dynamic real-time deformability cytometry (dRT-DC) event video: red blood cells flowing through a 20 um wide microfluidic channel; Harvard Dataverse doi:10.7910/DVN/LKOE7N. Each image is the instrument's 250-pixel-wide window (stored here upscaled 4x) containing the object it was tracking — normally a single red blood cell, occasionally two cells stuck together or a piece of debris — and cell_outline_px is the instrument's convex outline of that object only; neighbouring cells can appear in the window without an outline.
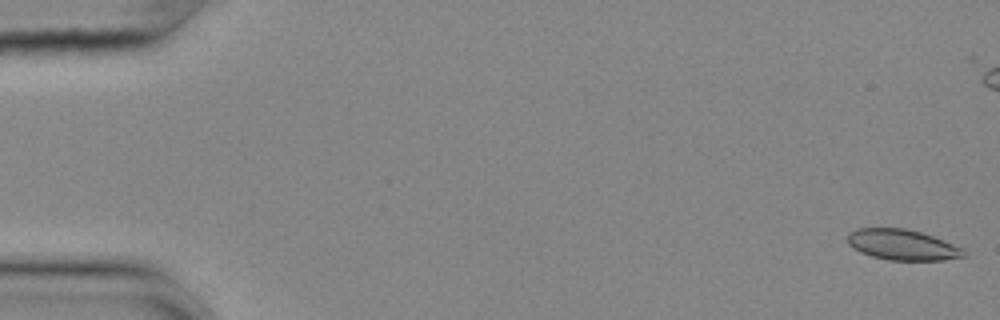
{"species": "common noctule bat (a hibernating species)", "species_latin": "Nyctalus noctula", "temperature_condition": "cold", "stored_images_in_passage": 57, "camera_frame_rate_fps": 3000, "um_per_image_px": 0.085, "animal": {"sex": "female", "body_mass_g": 25.1}, "frame": {"image": 1, "passage_image": 1, "time_ms": 0.0, "image_size_px": [1000, 320], "cell_outline_px": [[968, 256], [944, 260], [888, 260], [872, 256], [860, 252], [848, 244], [848, 236], [856, 228], [904, 228], [920, 232], [944, 240], [964, 248], [968, 252]], "centroid_in_image_um": [76.77, 20.82], "position_along_channel_um": 8.2, "area_um2": 20.81}}
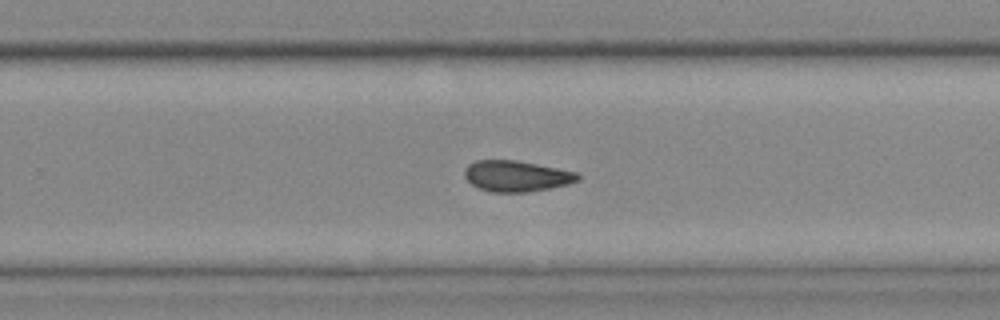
{"frame": {"image": 2, "passage_image": 36, "time_ms": 11.667, "image_size_px": [1000, 320], "cell_outline_px": [[580, 180], [568, 184], [552, 188], [528, 192], [492, 192], [480, 188], [472, 184], [464, 176], [464, 168], [468, 164], [476, 160], [516, 160], [576, 172], [580, 176]], "centroid_in_image_um": [43.89, 14.97], "position_along_channel_um": 285.9, "area_um2": 20.4}}
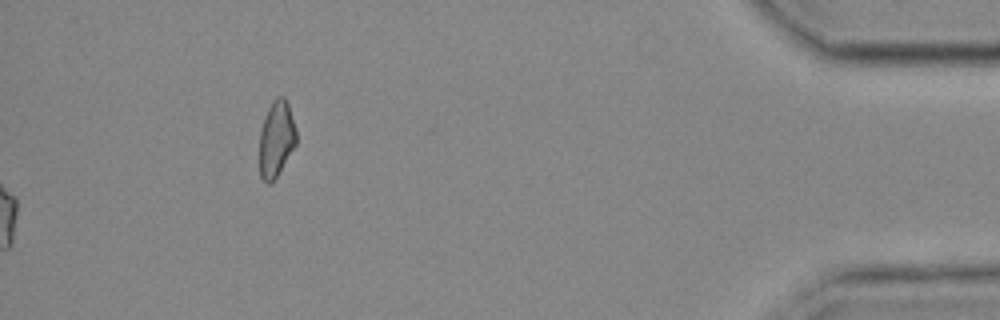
{"frame": {"image": 3, "passage_image": 57, "time_ms": 18.667, "image_size_px": [1000, 320], "cell_outline_px": [[296, 144], [276, 176], [268, 184], [260, 176], [260, 132], [264, 116], [272, 100], [276, 96], [284, 96], [288, 104], [296, 128]], "centroid_in_image_um": [23.48, 11.75], "position_along_channel_um": 411.7, "area_um2": 16.13}}